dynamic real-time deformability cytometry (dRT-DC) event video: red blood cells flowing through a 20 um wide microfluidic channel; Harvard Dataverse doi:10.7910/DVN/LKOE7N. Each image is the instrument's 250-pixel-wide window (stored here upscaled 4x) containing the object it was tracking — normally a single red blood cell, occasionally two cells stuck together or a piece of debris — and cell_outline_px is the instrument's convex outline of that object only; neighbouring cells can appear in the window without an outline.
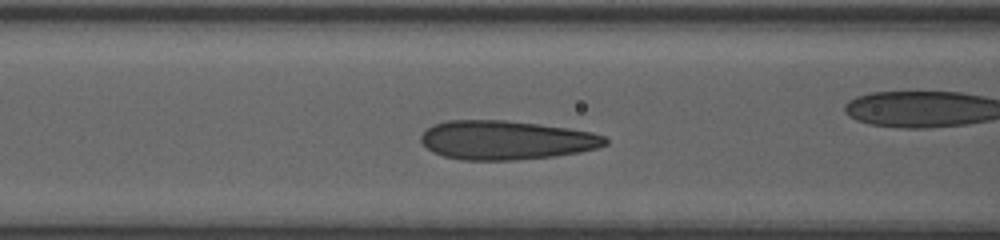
{"species": "human", "species_latin": "Homo sapiens", "temperature_condition": "room temperature", "stored_images_in_passage": 33, "camera_frame_rate_fps": 3000, "um_per_image_px": 0.085, "donor": {"sex": "female"}, "frame": {"image": 1, "passage_image": 10, "time_ms": 3.0, "image_size_px": [1000, 240], "cell_outline_px": [[608, 144], [596, 148], [580, 152], [552, 156], [516, 160], [464, 160], [444, 156], [432, 152], [420, 140], [420, 136], [432, 124], [448, 120], [504, 120], [568, 128], [592, 132], [604, 136], [608, 140]], "centroid_in_image_um": [43.0, 11.91], "position_along_channel_um": 123.6, "area_um2": 41.79}}
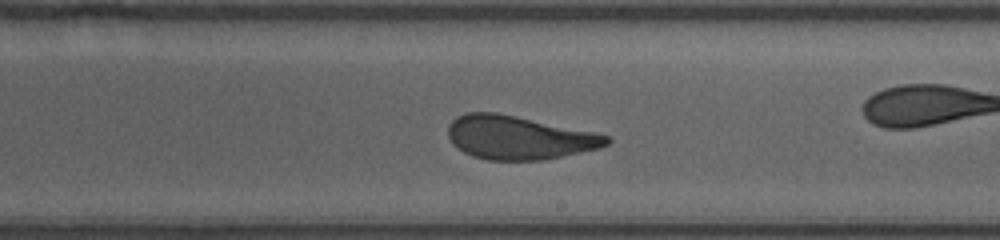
{"frame": {"image": 2, "passage_image": 19, "time_ms": 6.0, "image_size_px": [1000, 240], "cell_outline_px": [[612, 140], [608, 144], [600, 148], [544, 160], [488, 160], [472, 156], [464, 152], [448, 136], [448, 124], [456, 116], [468, 112], [496, 112], [516, 116], [592, 132], [608, 136]], "centroid_in_image_um": [44.09, 11.69], "position_along_channel_um": 244.9, "area_um2": 39.88}, "authors_computed_cell_mechanics": {"area_um2": 40.8068, "velocity_mm_per_s": 4.0527, "shape_relaxation_time_tau1_ms": 3.8071, "shape_relaxation_time_tau2_ms": 0.7602, "deformation_change_tau1": 0.1656, "deformation_change_tau2": 0.0702}}